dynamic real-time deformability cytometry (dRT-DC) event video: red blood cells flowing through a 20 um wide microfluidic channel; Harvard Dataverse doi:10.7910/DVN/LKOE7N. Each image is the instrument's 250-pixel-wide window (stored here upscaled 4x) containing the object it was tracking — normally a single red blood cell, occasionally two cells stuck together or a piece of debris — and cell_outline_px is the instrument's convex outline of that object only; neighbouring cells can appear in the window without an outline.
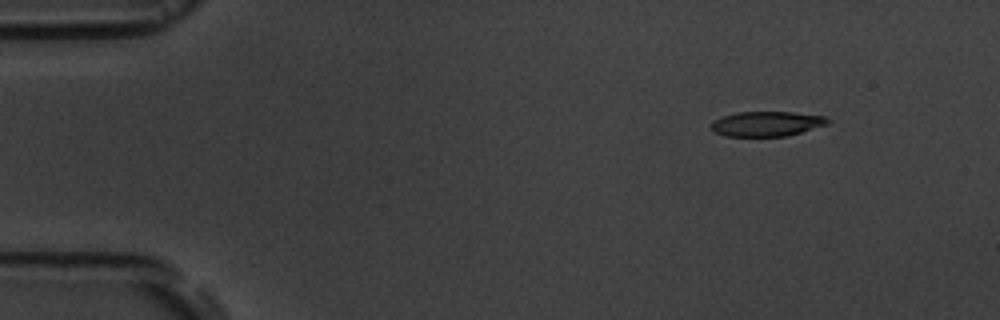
{"species": "common noctule bat (a hibernating species)", "species_latin": "Nyctalus noctula", "temperature_condition": "room temperature", "stored_images_in_passage": 5, "camera_frame_rate_fps": 3000, "um_per_image_px": 0.085, "animal": {"sex": "male", "body_mass_g": 19.5, "forearm_length_mm": 54.6}, "frame": {"image": 1, "passage_image": 1, "time_ms": 0.0, "image_size_px": [1000, 320], "cell_outline_px": [[832, 120], [828, 124], [788, 136], [724, 136], [716, 132], [712, 128], [712, 120], [736, 112], [792, 112], [828, 116]], "centroid_in_image_um": [65.23, 10.51], "position_along_channel_um": 19.8, "area_um2": 16.99}}
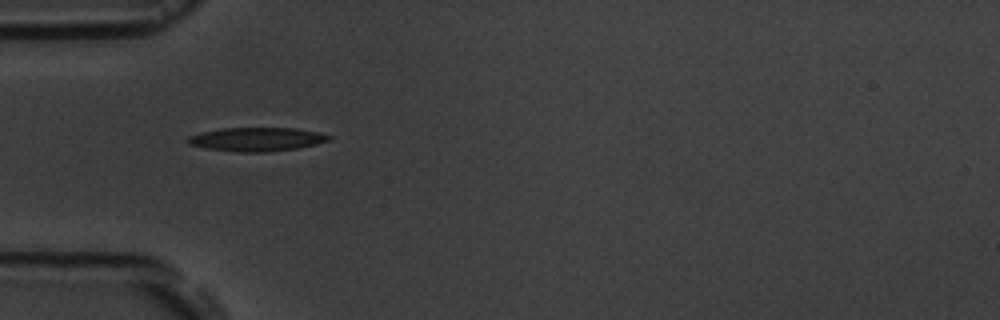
{"frame": {"image": 2, "passage_image": 4, "time_ms": 3.667, "image_size_px": [1000, 320], "cell_outline_px": [[332, 136], [328, 140], [316, 144], [296, 148], [268, 152], [240, 152], [204, 148], [188, 144], [188, 136], [200, 132], [224, 128], [296, 128], [320, 132]], "centroid_in_image_um": [21.81, 11.83], "position_along_channel_um": 63.2, "area_um2": 19.48}}
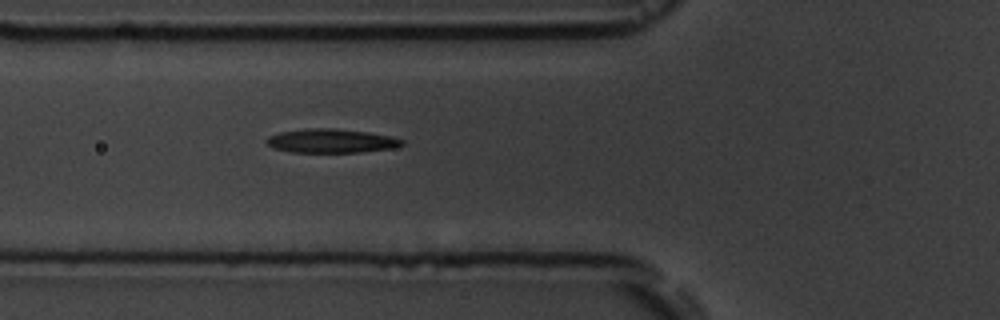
{"frame": {"image": 3, "passage_image": 5, "time_ms": 4.667, "image_size_px": [1000, 320], "cell_outline_px": [[404, 144], [392, 148], [360, 152], [292, 152], [272, 148], [264, 144], [264, 140], [268, 136], [280, 132], [308, 128], [336, 128], [368, 132], [392, 136], [404, 140]], "centroid_in_image_um": [28.11, 11.97], "position_along_channel_um": 97.7, "area_um2": 19.07}}